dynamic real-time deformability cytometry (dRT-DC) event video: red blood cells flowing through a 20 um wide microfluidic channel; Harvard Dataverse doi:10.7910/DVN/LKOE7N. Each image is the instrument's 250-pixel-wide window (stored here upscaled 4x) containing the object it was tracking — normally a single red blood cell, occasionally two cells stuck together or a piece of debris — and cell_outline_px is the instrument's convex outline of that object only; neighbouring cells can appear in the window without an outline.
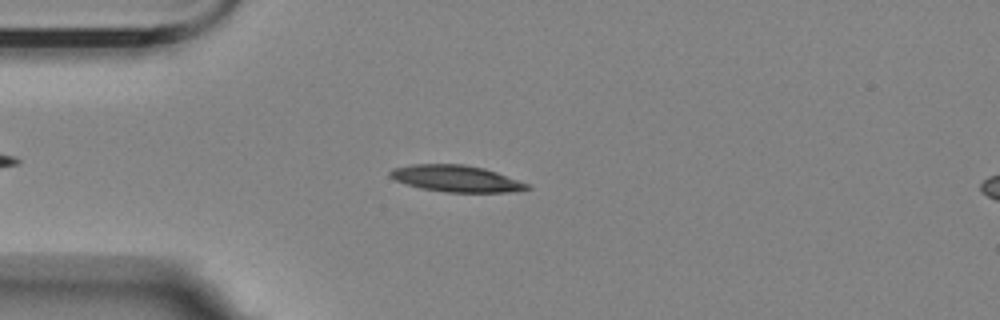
{"species": "Egyptian fruit bat (a non-hibernating species)", "species_latin": "Rousettus aegyptiacus", "temperature_condition": "room temperature", "stored_images_in_passage": 50, "camera_frame_rate_fps": 3000, "um_per_image_px": 0.085, "animal": {"sex": "female"}, "frame": {"image": 1, "passage_image": 9, "time_ms": 2.667, "image_size_px": [1000, 320], "cell_outline_px": [[532, 188], [512, 192], [444, 192], [420, 188], [396, 180], [388, 176], [388, 172], [392, 168], [412, 164], [464, 164], [484, 168], [496, 172], [528, 184]], "centroid_in_image_um": [38.74, 15.17], "position_along_channel_um": 46.3, "area_um2": 21.15}}
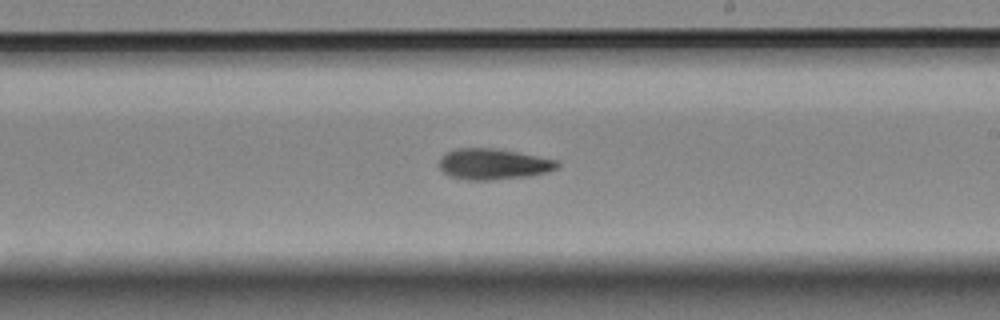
{"frame": {"image": 2, "passage_image": 27, "time_ms": 8.667, "image_size_px": [1000, 320], "cell_outline_px": [[560, 168], [548, 172], [528, 176], [488, 180], [468, 180], [448, 176], [440, 168], [440, 156], [444, 152], [456, 148], [492, 148], [516, 152], [556, 160], [560, 164]], "centroid_in_image_um": [41.91, 13.95], "position_along_channel_um": 247.1, "area_um2": 21.27}}
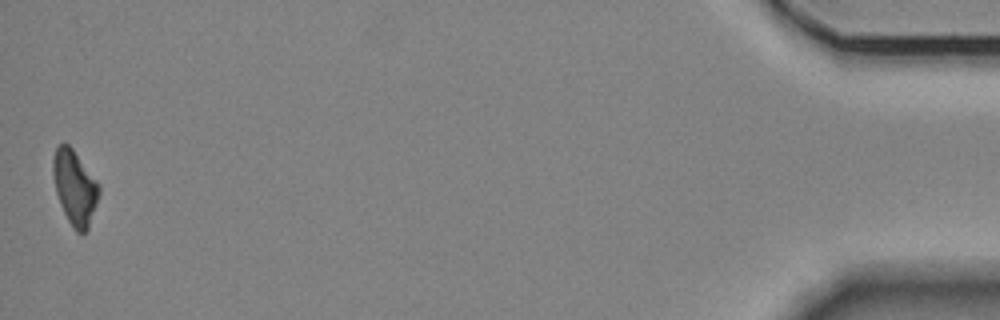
{"frame": {"image": 3, "passage_image": 50, "time_ms": 16.333, "image_size_px": [1000, 320], "cell_outline_px": [[100, 192], [88, 228], [84, 232], [76, 232], [72, 228], [60, 204], [56, 192], [52, 172], [52, 160], [56, 148], [60, 144], [68, 144], [72, 148], [100, 184]], "centroid_in_image_um": [6.35, 15.93], "position_along_channel_um": 428.9, "area_um2": 19.83}}